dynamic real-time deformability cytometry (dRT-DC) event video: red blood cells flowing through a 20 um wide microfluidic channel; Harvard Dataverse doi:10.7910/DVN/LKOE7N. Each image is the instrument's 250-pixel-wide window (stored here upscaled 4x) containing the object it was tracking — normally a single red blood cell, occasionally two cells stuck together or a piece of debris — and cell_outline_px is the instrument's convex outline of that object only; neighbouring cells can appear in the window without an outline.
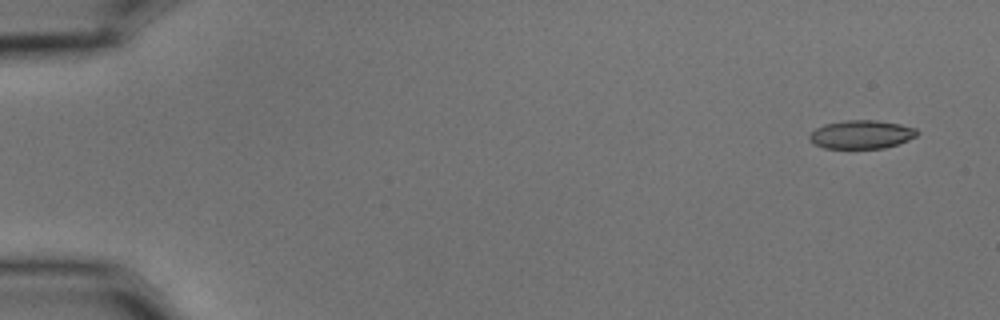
{"species": "common noctule bat (a hibernating species)", "species_latin": "Nyctalus noctula", "temperature_condition": "cold", "stored_images_in_passage": 5, "camera_frame_rate_fps": 3000, "um_per_image_px": 0.085, "animal": {"sex": "male", "body_mass_g": 15.6}, "frame": {"image": 1, "passage_image": 1, "time_ms": 0.0, "image_size_px": [1000, 320], "cell_outline_px": [[920, 132], [916, 136], [908, 140], [884, 148], [824, 148], [808, 140], [808, 136], [816, 128], [824, 124], [848, 120], [876, 120], [900, 124], [916, 128]], "centroid_in_image_um": [73.23, 11.42], "position_along_channel_um": 11.8, "area_um2": 17.8}}
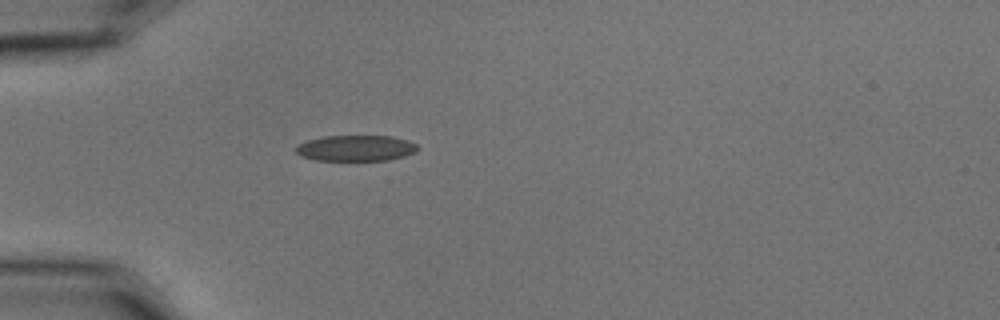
{"frame": {"image": 2, "passage_image": 5, "time_ms": 1.333, "image_size_px": [1000, 320], "cell_outline_px": [[420, 148], [416, 152], [404, 156], [388, 160], [316, 160], [300, 156], [296, 152], [296, 148], [300, 144], [308, 140], [324, 136], [392, 136], [408, 140], [416, 144]], "centroid_in_image_um": [30.28, 12.59], "position_along_channel_um": 54.7, "area_um2": 18.32}}